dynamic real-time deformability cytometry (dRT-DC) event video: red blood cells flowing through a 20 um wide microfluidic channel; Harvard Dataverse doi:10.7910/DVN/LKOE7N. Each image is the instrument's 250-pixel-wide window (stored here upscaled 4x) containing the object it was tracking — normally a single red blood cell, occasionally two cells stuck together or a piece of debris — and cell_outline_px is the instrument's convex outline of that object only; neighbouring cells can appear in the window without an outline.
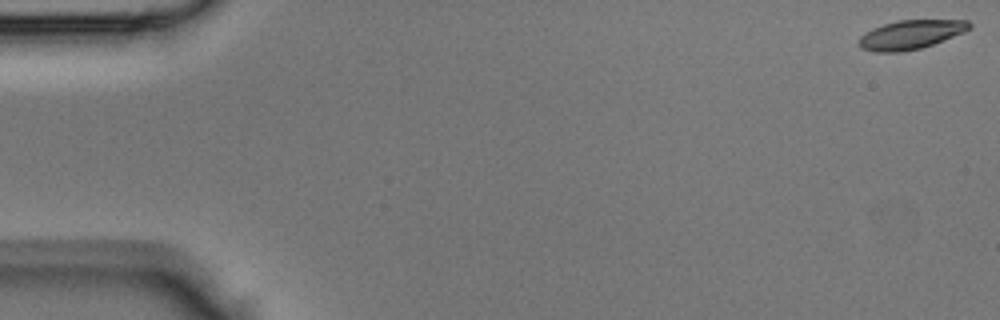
{"species": "Egyptian fruit bat (a non-hibernating species)", "species_latin": "Rousettus aegyptiacus", "temperature_condition": "room temperature", "stored_images_in_passage": 44, "camera_frame_rate_fps": 3000, "um_per_image_px": 0.085, "animal": {"sex": "male"}, "frame": {"image": 1, "passage_image": 1, "time_ms": 0.0, "image_size_px": [1000, 320], "cell_outline_px": [[972, 28], [964, 32], [932, 44], [920, 48], [904, 52], [872, 52], [860, 48], [856, 40], [864, 32], [872, 28], [896, 20], [968, 20], [972, 24]], "centroid_in_image_um": [77.36, 2.94], "position_along_channel_um": 7.6, "area_um2": 18.9}}
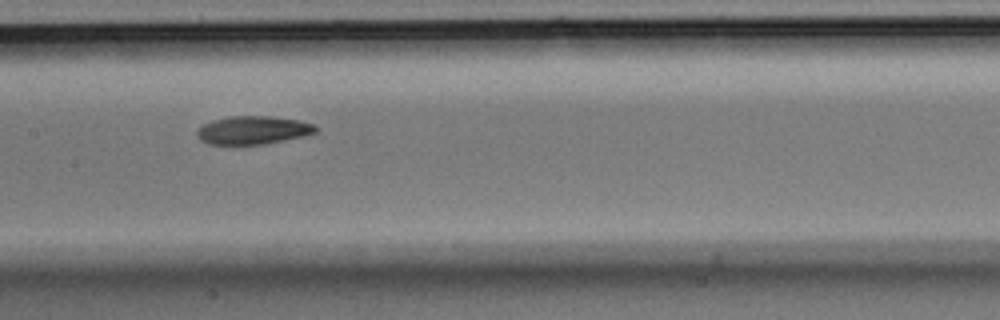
{"frame": {"image": 2, "passage_image": 22, "time_ms": 7.0, "image_size_px": [1000, 320], "cell_outline_px": [[316, 132], [304, 136], [264, 144], [208, 144], [200, 140], [196, 136], [196, 132], [204, 124], [212, 120], [228, 116], [272, 116], [296, 120], [312, 124], [316, 128]], "centroid_in_image_um": [21.46, 11.06], "position_along_channel_um": 185.9, "area_um2": 19.36}}
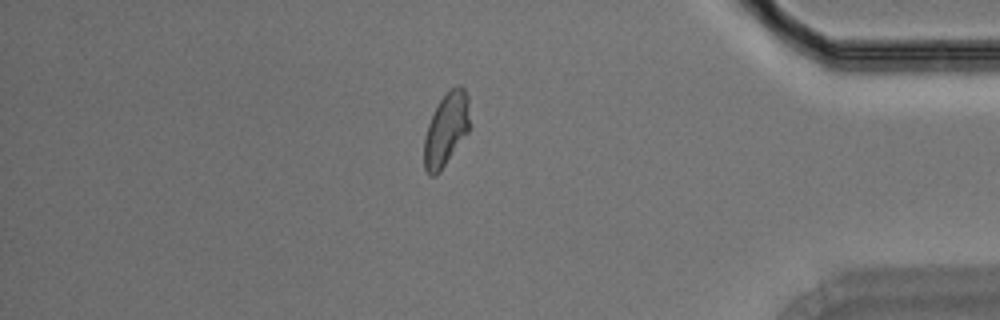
{"frame": {"image": 3, "passage_image": 38, "time_ms": 12.333, "image_size_px": [1000, 320], "cell_outline_px": [[472, 128], [440, 172], [436, 176], [428, 176], [424, 168], [424, 140], [428, 124], [440, 100], [456, 84], [460, 84], [464, 88], [468, 96]], "centroid_in_image_um": [37.97, 11.02], "position_along_channel_um": 397.2, "area_um2": 19.88}}